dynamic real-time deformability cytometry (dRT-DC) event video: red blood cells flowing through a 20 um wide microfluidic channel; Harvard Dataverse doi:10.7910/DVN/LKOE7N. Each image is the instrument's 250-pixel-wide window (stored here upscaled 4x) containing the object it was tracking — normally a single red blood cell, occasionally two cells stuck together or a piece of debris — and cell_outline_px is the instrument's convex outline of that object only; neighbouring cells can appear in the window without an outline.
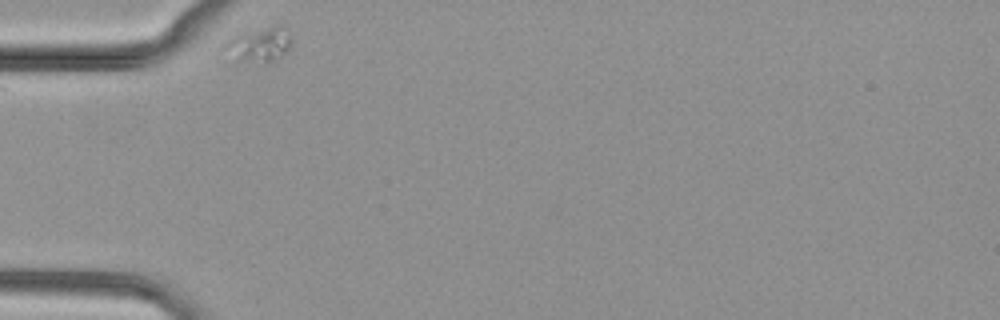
{"species": "common noctule bat (a hibernating species)", "species_latin": "Nyctalus noctula", "temperature_condition": "cold", "stored_images_in_passage": 32, "camera_frame_rate_fps": 3000, "um_per_image_px": 0.085, "animal": {"sex": "female", "body_mass_g": 29.2, "forearm_length_mm": 56.3}, "frame": {"image": 1, "passage_image": 1, "time_ms": 0.0, "image_size_px": [1000, 320], "cell_outline_px": [[292, 40], [288, 48], [284, 52], [272, 60], [264, 64], [240, 60], [220, 48], [236, 36], [244, 32], [280, 20], [284, 24]], "centroid_in_image_um": [22.11, 3.7], "position_along_channel_um": 62.9, "area_um2": 13.64}}